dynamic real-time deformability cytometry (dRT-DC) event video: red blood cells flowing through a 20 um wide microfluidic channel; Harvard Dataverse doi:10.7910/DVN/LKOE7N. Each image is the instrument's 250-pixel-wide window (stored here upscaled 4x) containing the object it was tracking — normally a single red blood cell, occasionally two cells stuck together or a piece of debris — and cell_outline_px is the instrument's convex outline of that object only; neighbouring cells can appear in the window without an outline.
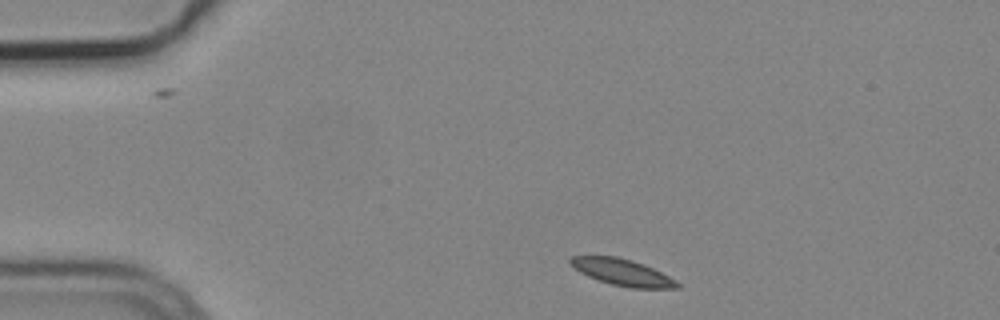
{"species": "common noctule bat (a hibernating species)", "species_latin": "Nyctalus noctula", "temperature_condition": "cold", "stored_images_in_passage": 4, "camera_frame_rate_fps": 3000, "um_per_image_px": 0.085, "animal": {"sex": "male", "body_mass_g": 19.2, "forearm_length_mm": 51.8}, "frame": {"image": 1, "passage_image": 1, "time_ms": 0.0, "image_size_px": [1000, 320], "cell_outline_px": [[680, 288], [632, 288], [612, 284], [588, 276], [572, 268], [568, 264], [568, 260], [572, 256], [616, 256], [632, 260], [644, 264], [676, 280], [680, 284]], "centroid_in_image_um": [52.86, 23.13], "position_along_channel_um": 32.1, "area_um2": 16.47}}
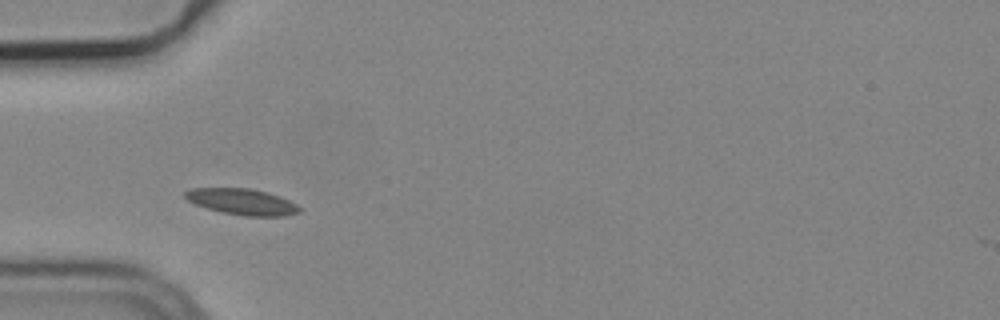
{"frame": {"image": 2, "passage_image": 3, "time_ms": 0.667, "image_size_px": [1000, 320], "cell_outline_px": [[300, 212], [284, 216], [244, 216], [224, 212], [208, 208], [196, 204], [188, 200], [184, 196], [184, 192], [192, 188], [248, 188], [268, 192], [280, 196], [296, 204], [300, 208]], "centroid_in_image_um": [20.59, 17.14], "position_along_channel_um": 64.4, "area_um2": 17.22}}
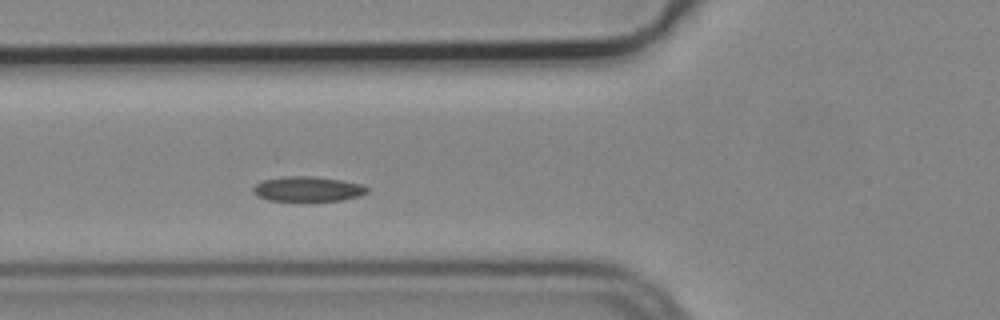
{"frame": {"image": 3, "passage_image": 4, "time_ms": 1.0, "image_size_px": [1000, 320], "cell_outline_px": [[368, 192], [360, 196], [344, 200], [268, 200], [256, 196], [252, 192], [252, 188], [256, 184], [264, 180], [284, 176], [312, 176], [344, 180], [364, 184], [368, 188]], "centroid_in_image_um": [26.19, 16.05], "position_along_channel_um": 99.6, "area_um2": 16.65}}